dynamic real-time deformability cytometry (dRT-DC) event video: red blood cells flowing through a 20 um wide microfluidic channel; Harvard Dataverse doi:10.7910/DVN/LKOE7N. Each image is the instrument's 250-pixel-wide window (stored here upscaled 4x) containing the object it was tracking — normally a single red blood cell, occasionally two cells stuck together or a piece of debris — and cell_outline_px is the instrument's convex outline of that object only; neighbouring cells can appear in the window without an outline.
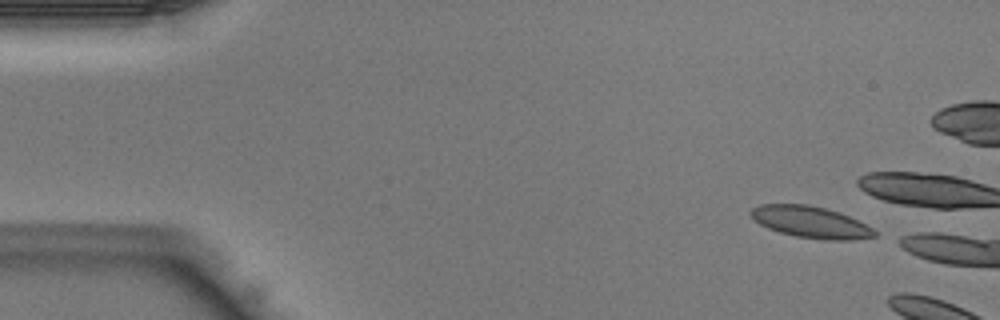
{"species": "Egyptian fruit bat (a non-hibernating species)", "species_latin": "Rousettus aegyptiacus", "temperature_condition": "warm", "stored_images_in_passage": 5, "camera_frame_rate_fps": 3000, "um_per_image_px": 0.085, "animal": {"sex": "male"}, "frame": {"image": 1, "passage_image": 1, "time_ms": 0.0, "image_size_px": [1000, 320], "cell_outline_px": [[880, 236], [852, 240], [832, 240], [796, 236], [780, 232], [768, 228], [760, 224], [748, 212], [752, 208], [760, 204], [808, 204], [840, 212], [872, 228]], "centroid_in_image_um": [68.92, 18.87], "position_along_channel_um": 16.1, "area_um2": 22.6}}